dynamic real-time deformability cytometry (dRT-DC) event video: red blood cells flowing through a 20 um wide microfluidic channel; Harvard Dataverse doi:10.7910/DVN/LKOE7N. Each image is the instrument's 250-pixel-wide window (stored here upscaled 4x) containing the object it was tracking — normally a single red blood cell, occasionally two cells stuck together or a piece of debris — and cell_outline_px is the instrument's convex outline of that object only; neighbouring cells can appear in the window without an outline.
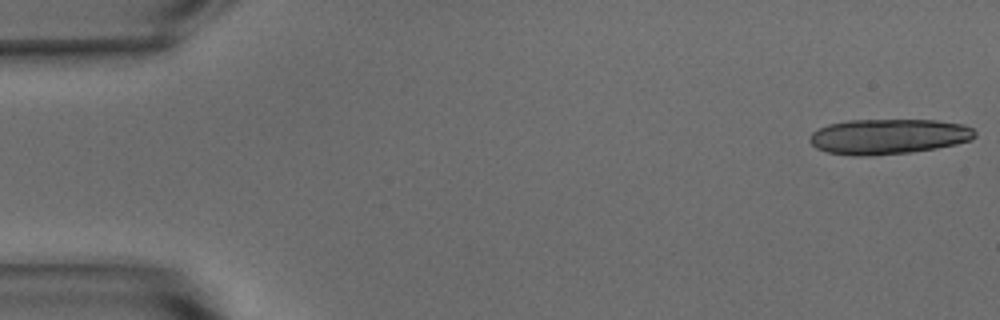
{"species": "common noctule bat (a hibernating species)", "species_latin": "Nyctalus noctula", "temperature_condition": "warm", "stored_images_in_passage": 16, "camera_frame_rate_fps": 3000, "um_per_image_px": 0.085, "animal": {"sex": "male", "body_mass_g": 15.6}, "frame": {"image": 1, "passage_image": 1, "time_ms": 0.0, "image_size_px": [1000, 320], "cell_outline_px": [[976, 136], [972, 140], [956, 144], [936, 148], [908, 152], [868, 156], [852, 156], [828, 152], [816, 148], [808, 140], [808, 136], [812, 132], [828, 124], [848, 120], [936, 120], [960, 124], [972, 128], [976, 132]], "centroid_in_image_um": [75.49, 11.6], "position_along_channel_um": 9.5, "area_um2": 33.99}}